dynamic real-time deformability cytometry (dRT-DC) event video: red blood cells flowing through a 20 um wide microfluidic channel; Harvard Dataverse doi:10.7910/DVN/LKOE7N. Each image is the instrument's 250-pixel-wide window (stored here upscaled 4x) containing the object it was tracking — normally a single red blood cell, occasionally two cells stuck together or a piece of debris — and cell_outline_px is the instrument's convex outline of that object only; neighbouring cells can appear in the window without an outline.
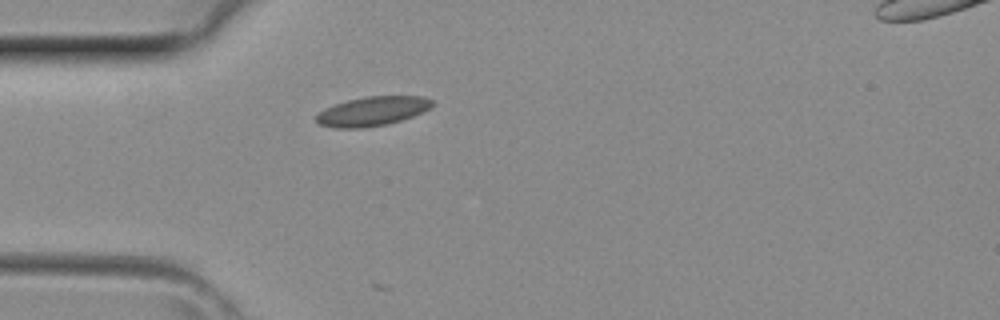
{"species": "common noctule bat (a hibernating species)", "species_latin": "Nyctalus noctula", "temperature_condition": "room temperature", "stored_images_in_passage": 1, "camera_frame_rate_fps": 3000, "um_per_image_px": 0.085, "animal": {"sex": "female", "body_mass_g": 29.2, "forearm_length_mm": 56.3}, "frame": {"image": 1, "passage_image": 1, "time_ms": 0.0, "image_size_px": [1000, 320], "cell_outline_px": [[432, 108], [412, 116], [388, 124], [360, 128], [336, 128], [320, 124], [316, 120], [316, 116], [324, 108], [348, 100], [364, 96], [424, 96], [432, 100]], "centroid_in_image_um": [31.67, 9.44], "position_along_channel_um": 53.3, "area_um2": 19.65}}